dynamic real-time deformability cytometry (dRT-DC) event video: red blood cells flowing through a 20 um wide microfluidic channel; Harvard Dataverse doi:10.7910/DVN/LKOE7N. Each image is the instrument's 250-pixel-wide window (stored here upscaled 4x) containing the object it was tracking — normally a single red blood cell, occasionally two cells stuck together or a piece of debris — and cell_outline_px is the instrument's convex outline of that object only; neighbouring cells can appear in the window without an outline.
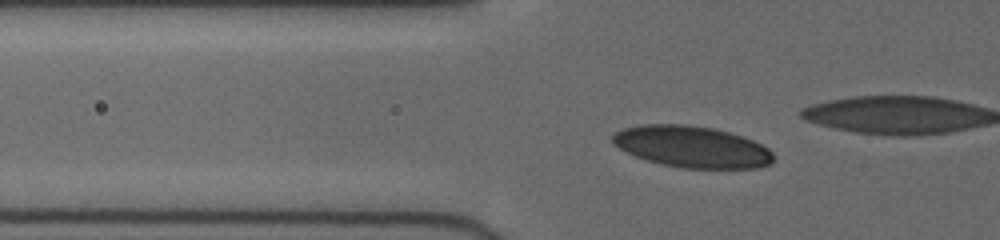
{"species": "human", "species_latin": "Homo sapiens", "temperature_condition": "cold", "stored_images_in_passage": 42, "camera_frame_rate_fps": 3000, "um_per_image_px": 0.085, "donor": {"sex": "female"}, "frame": {"image": 1, "passage_image": 8, "time_ms": 2.333, "image_size_px": [1000, 240], "cell_outline_px": [[772, 164], [756, 168], [680, 168], [660, 164], [636, 156], [620, 148], [612, 140], [612, 136], [616, 132], [624, 128], [640, 124], [684, 124], [712, 128], [728, 132], [752, 140], [768, 148], [772, 152]], "centroid_in_image_um": [58.81, 12.48], "position_along_channel_um": 67.0, "area_um2": 38.61}}
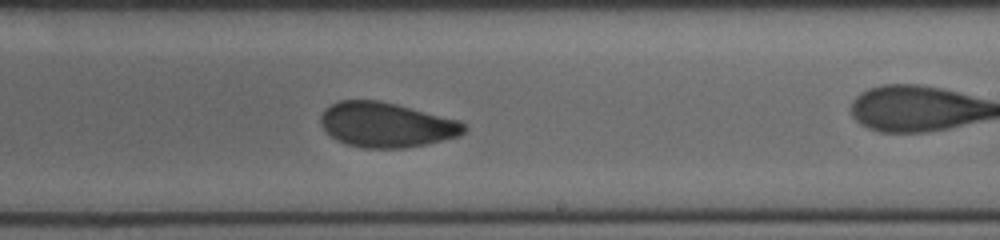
{"frame": {"image": 2, "passage_image": 23, "time_ms": 7.333, "image_size_px": [1000, 240], "cell_outline_px": [[468, 128], [460, 136], [428, 144], [404, 148], [364, 148], [348, 144], [336, 140], [324, 128], [320, 120], [320, 116], [324, 108], [340, 100], [380, 100], [460, 120]], "centroid_in_image_um": [32.87, 10.61], "position_along_channel_um": 256.1, "area_um2": 37.57}}
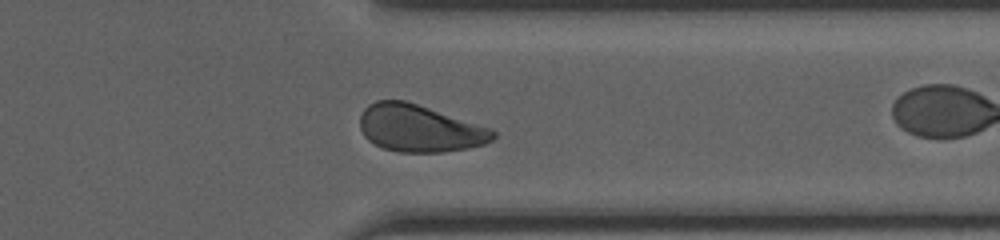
{"frame": {"image": 3, "passage_image": 32, "time_ms": 10.333, "image_size_px": [1000, 240], "cell_outline_px": [[496, 136], [492, 140], [484, 144], [468, 148], [444, 152], [400, 152], [384, 148], [368, 140], [364, 136], [360, 128], [360, 116], [364, 108], [368, 104], [376, 100], [404, 100], [492, 128], [496, 132]], "centroid_in_image_um": [35.66, 10.91], "position_along_channel_um": 375.7, "area_um2": 36.53}}